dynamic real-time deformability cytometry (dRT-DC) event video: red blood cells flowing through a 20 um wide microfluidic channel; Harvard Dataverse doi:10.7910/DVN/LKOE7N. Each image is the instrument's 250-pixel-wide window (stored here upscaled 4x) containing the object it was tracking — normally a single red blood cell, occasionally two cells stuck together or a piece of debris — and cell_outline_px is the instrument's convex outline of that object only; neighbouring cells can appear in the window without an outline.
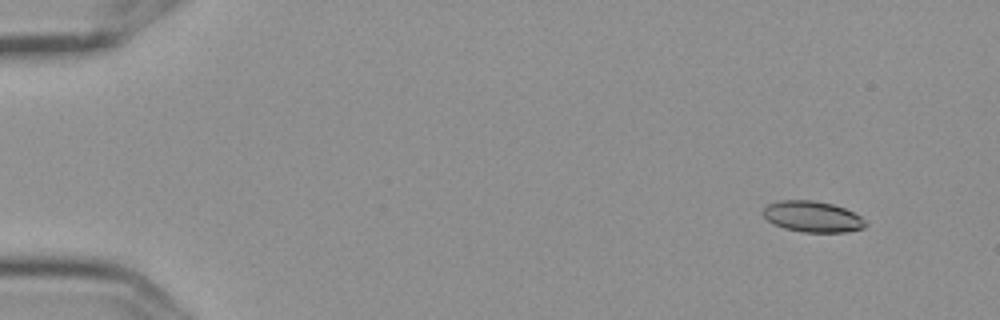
{"species": "Egyptian fruit bat (a non-hibernating species)", "species_latin": "Rousettus aegyptiacus", "temperature_condition": "cold", "stored_images_in_passage": 6, "camera_frame_rate_fps": 3000, "um_per_image_px": 0.085, "frame": {"image": 1, "passage_image": 1, "time_ms": 0.0, "image_size_px": [1000, 320], "cell_outline_px": [[868, 224], [864, 228], [844, 232], [804, 232], [784, 228], [772, 224], [764, 216], [764, 208], [768, 204], [780, 200], [812, 200], [832, 204], [844, 208], [860, 216]], "centroid_in_image_um": [69.06, 18.41], "position_along_channel_um": 15.9, "area_um2": 18.38}}
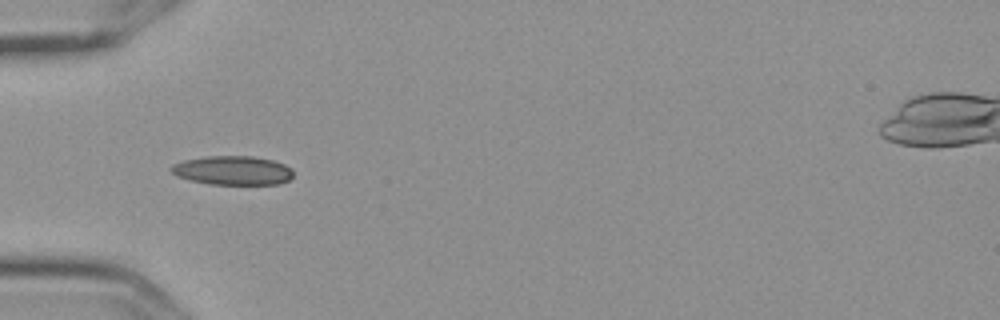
{"frame": {"image": 2, "passage_image": 5, "time_ms": 1.333, "image_size_px": [1000, 320], "cell_outline_px": [[292, 176], [288, 180], [280, 184], [208, 184], [188, 180], [176, 176], [168, 168], [172, 164], [184, 160], [208, 156], [252, 156], [272, 160], [284, 164], [292, 172]], "centroid_in_image_um": [19.72, 14.49], "position_along_channel_um": 65.3, "area_um2": 20.63}}
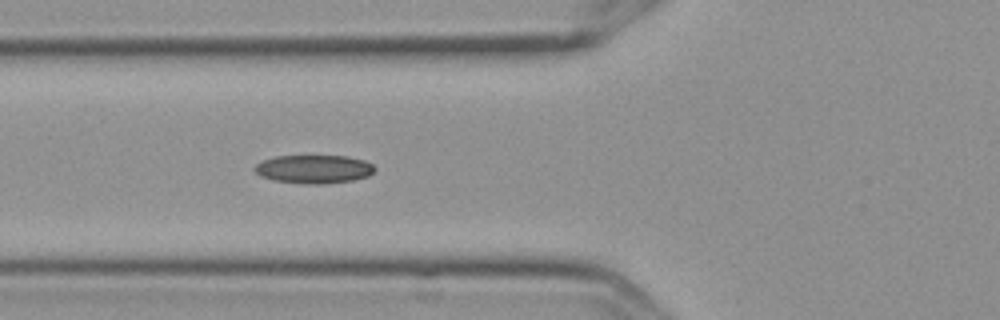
{"frame": {"image": 3, "passage_image": 6, "time_ms": 1.667, "image_size_px": [1000, 320], "cell_outline_px": [[376, 168], [368, 176], [352, 180], [324, 184], [304, 184], [272, 180], [260, 176], [252, 168], [256, 164], [264, 160], [276, 156], [348, 156], [364, 160], [372, 164]], "centroid_in_image_um": [26.66, 14.38], "position_along_channel_um": 99.1, "area_um2": 19.94}}